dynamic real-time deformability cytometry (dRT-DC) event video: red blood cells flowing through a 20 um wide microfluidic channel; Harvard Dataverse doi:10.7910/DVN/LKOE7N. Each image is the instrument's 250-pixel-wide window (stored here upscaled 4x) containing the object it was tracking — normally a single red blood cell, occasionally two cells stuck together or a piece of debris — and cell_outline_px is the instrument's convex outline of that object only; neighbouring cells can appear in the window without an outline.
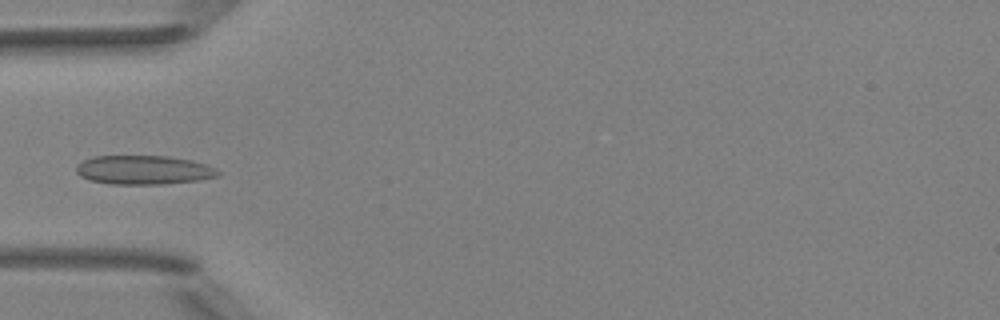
{"species": "Egyptian fruit bat (a non-hibernating species)", "species_latin": "Rousettus aegyptiacus", "temperature_condition": "room temperature", "stored_images_in_passage": 5, "camera_frame_rate_fps": 3000, "um_per_image_px": 0.085, "animal": {"sex": "female"}, "frame": {"image": 1, "passage_image": 4, "time_ms": 4.333, "image_size_px": [1000, 320], "cell_outline_px": [[220, 172], [216, 176], [200, 180], [164, 184], [112, 184], [88, 180], [80, 176], [76, 172], [76, 164], [92, 156], [168, 156], [192, 160], [204, 164]], "centroid_in_image_um": [12.15, 14.45], "position_along_channel_um": 72.8, "area_um2": 23.93}}
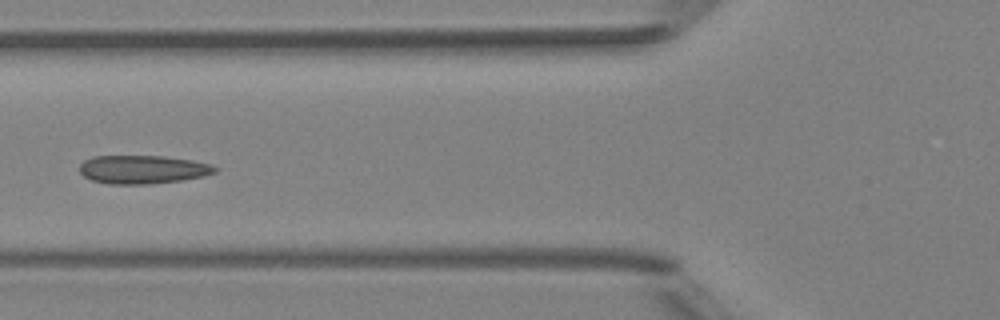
{"frame": {"image": 2, "passage_image": 5, "time_ms": 5.333, "image_size_px": [1000, 320], "cell_outline_px": [[220, 168], [216, 172], [204, 176], [180, 180], [148, 184], [108, 184], [92, 180], [84, 176], [80, 172], [80, 164], [84, 160], [92, 156], [164, 156], [192, 160], [212, 164]], "centroid_in_image_um": [12.15, 14.4], "position_along_channel_um": 113.6, "area_um2": 22.54}}